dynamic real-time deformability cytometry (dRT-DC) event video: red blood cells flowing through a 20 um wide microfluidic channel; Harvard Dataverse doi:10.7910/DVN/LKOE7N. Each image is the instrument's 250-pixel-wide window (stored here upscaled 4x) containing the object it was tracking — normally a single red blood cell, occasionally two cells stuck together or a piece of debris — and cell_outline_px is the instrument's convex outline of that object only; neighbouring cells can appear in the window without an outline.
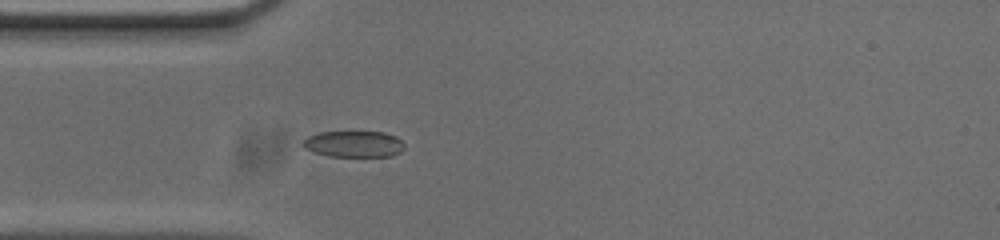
{"species": "common noctule bat (a hibernating species)", "species_latin": "Nyctalus noctula", "temperature_condition": "cold", "stored_images_in_passage": 39, "camera_frame_rate_fps": 3000, "um_per_image_px": 0.085, "animal": {"sex": "male", "body_mass_g": 20.0, "forearm_length_mm": 53.3}, "frame": {"image": 1, "passage_image": 7, "time_ms": 2.0, "image_size_px": [1000, 240], "cell_outline_px": [[404, 148], [400, 152], [392, 156], [328, 156], [312, 152], [304, 148], [300, 144], [308, 136], [320, 132], [384, 132], [396, 136], [404, 144]], "centroid_in_image_um": [30.05, 12.24], "position_along_channel_um": 54.9, "area_um2": 15.61}}
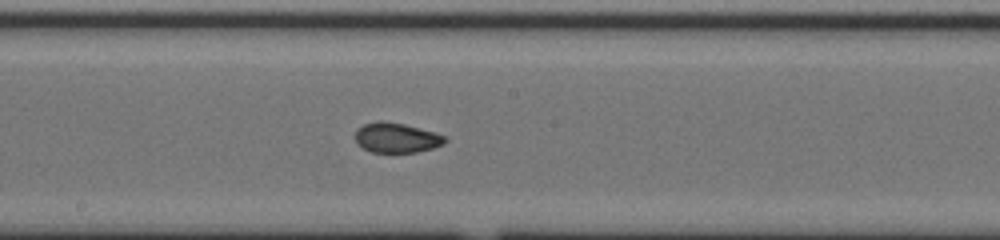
{"frame": {"image": 2, "passage_image": 20, "time_ms": 6.333, "image_size_px": [1000, 240], "cell_outline_px": [[448, 140], [444, 144], [432, 148], [416, 152], [372, 152], [364, 148], [356, 140], [356, 128], [364, 124], [376, 120], [380, 120], [404, 124], [436, 132], [448, 136]], "centroid_in_image_um": [33.75, 11.69], "position_along_channel_um": 214.5, "area_um2": 15.72}}
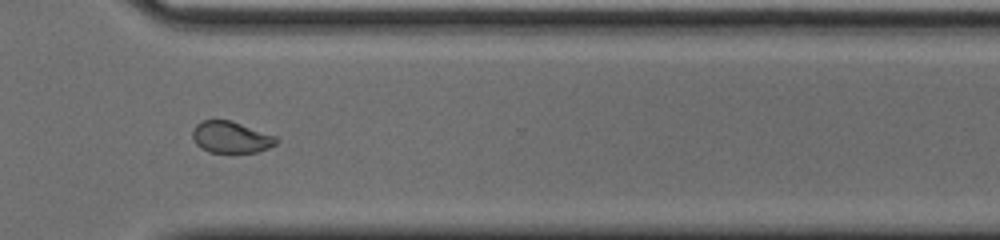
{"frame": {"image": 3, "passage_image": 31, "time_ms": 10.0, "image_size_px": [1000, 240], "cell_outline_px": [[280, 140], [276, 144], [268, 148], [256, 152], [208, 152], [200, 148], [196, 144], [192, 136], [192, 128], [200, 120], [228, 120], [276, 136]], "centroid_in_image_um": [19.6, 11.66], "position_along_channel_um": 351.0, "area_um2": 15.37}, "authors_computed_cell_mechanics": {"area_um2": 16.1262, "velocity_mm_per_s": 3.7192, "shape_relaxation_time_tau1_ms": null, "shape_relaxation_time_tau2_ms": 1.942, "deformation_change_tau1": null, "deformation_change_tau2": 0.0617}}